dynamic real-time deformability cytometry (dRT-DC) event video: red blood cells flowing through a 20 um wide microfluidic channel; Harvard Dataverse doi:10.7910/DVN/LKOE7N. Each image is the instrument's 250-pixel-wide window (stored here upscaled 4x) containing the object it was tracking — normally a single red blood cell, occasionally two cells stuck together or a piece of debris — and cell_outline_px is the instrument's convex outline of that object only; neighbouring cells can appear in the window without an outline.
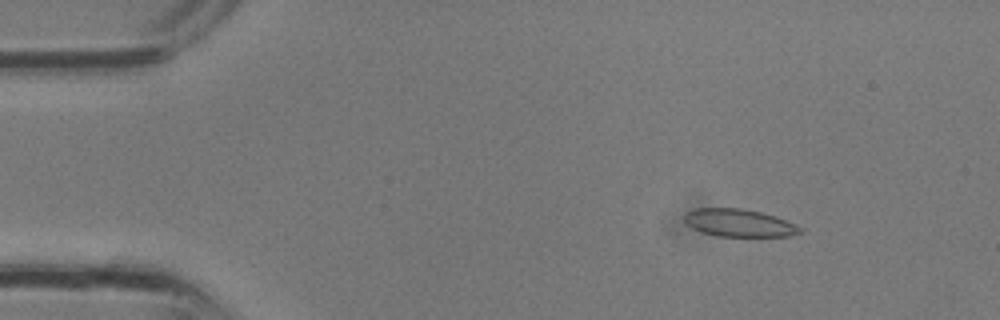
{"species": "common noctule bat (a hibernating species)", "species_latin": "Nyctalus noctula", "temperature_condition": "room temperature", "stored_images_in_passage": 33, "camera_frame_rate_fps": 3000, "um_per_image_px": 0.085, "animal": {"sex": "male", "body_mass_g": 13.3}, "frame": {"image": 1, "passage_image": 5, "time_ms": 1.333, "image_size_px": [1000, 320], "cell_outline_px": [[804, 232], [792, 236], [716, 236], [692, 228], [684, 224], [684, 212], [692, 208], [740, 208], [760, 212], [776, 216], [796, 224], [804, 228]], "centroid_in_image_um": [62.82, 18.94], "position_along_channel_um": 22.2, "area_um2": 18.96}}
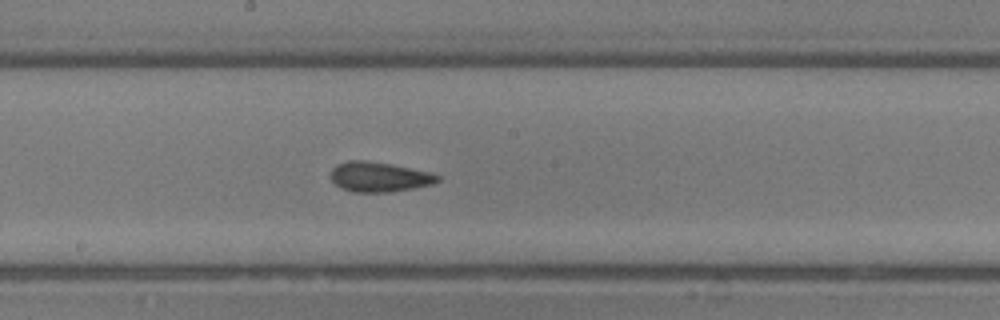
{"frame": {"image": 2, "passage_image": 18, "time_ms": 5.667, "image_size_px": [1000, 320], "cell_outline_px": [[440, 180], [432, 184], [392, 192], [352, 192], [340, 188], [328, 176], [332, 168], [336, 164], [348, 160], [368, 160], [392, 164], [432, 172], [440, 176]], "centroid_in_image_um": [32.2, 15.02], "position_along_channel_um": 216.0, "area_um2": 18.96}}
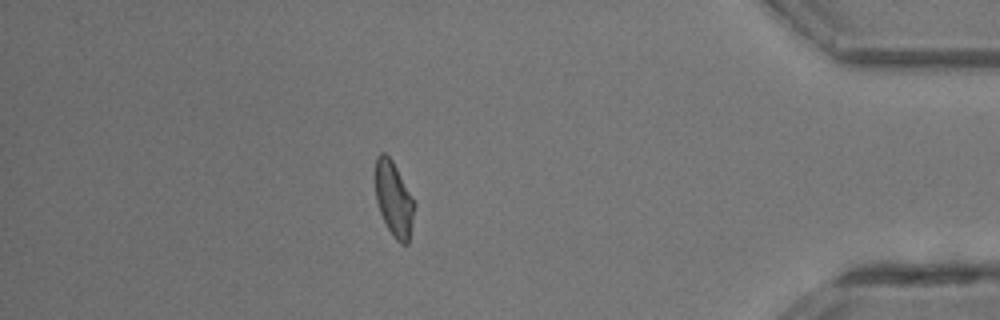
{"frame": {"image": 3, "passage_image": 29, "time_ms": 9.333, "image_size_px": [1000, 320], "cell_outline_px": [[416, 204], [408, 244], [400, 244], [396, 240], [388, 228], [380, 212], [376, 200], [376, 156], [380, 152], [384, 152], [392, 160], [412, 196]], "centroid_in_image_um": [33.49, 16.93], "position_along_channel_um": 401.7, "area_um2": 16.88}}